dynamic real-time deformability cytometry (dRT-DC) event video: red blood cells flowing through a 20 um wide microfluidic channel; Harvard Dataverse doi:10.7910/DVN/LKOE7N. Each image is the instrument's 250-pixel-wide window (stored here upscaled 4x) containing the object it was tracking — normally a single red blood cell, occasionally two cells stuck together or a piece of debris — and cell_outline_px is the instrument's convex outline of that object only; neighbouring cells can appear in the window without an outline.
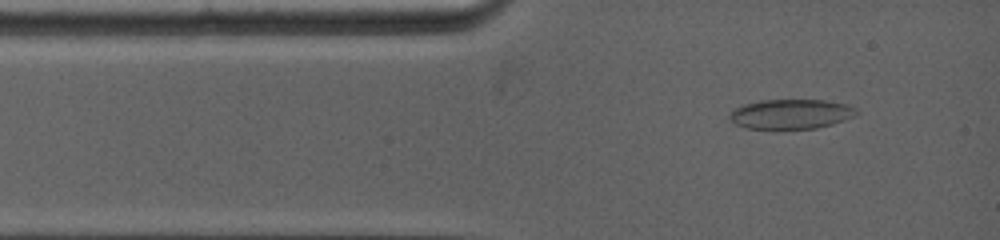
{"species": "common noctule bat (a hibernating species)", "species_latin": "Nyctalus noctula", "temperature_condition": "warm", "stored_images_in_passage": 39, "camera_frame_rate_fps": 5000, "um_per_image_px": 0.085, "animal": {"sex": "female", "body_mass_g": 19.0, "forearm_length_mm": 53.3}, "frame": {"image": 1, "passage_image": 3, "time_ms": 0.8, "image_size_px": [1000, 240], "cell_outline_px": [[860, 112], [844, 120], [832, 124], [816, 128], [748, 128], [736, 124], [728, 116], [728, 112], [744, 104], [760, 100], [824, 100], [848, 104], [856, 108]], "centroid_in_image_um": [67.24, 9.68], "position_along_channel_um": 17.8, "area_um2": 21.79}}
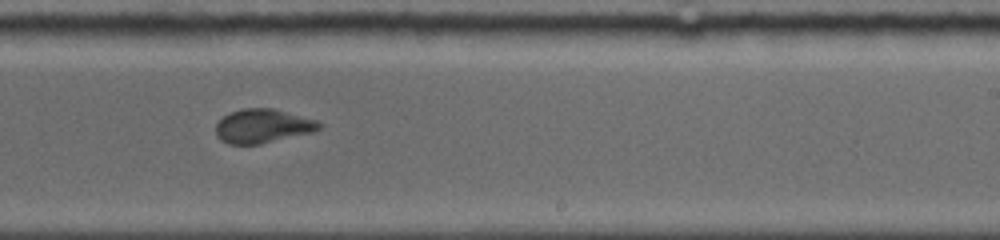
{"frame": {"image": 2, "passage_image": 20, "time_ms": 7.6, "image_size_px": [1000, 240], "cell_outline_px": [[320, 128], [308, 132], [260, 144], [228, 144], [216, 132], [216, 124], [228, 112], [244, 108], [272, 108], [316, 120], [320, 124]], "centroid_in_image_um": [22.28, 10.69], "position_along_channel_um": 266.7, "area_um2": 19.83}}
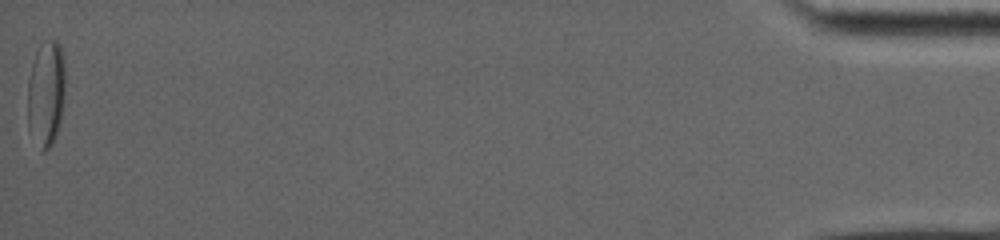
{"frame": {"image": 3, "passage_image": 39, "time_ms": 15.8, "image_size_px": [1000, 240], "cell_outline_px": [[64, 84], [60, 116], [52, 140], [48, 148], [44, 148], [36, 56], [36, 52], [40, 44], [44, 40], [56, 40], [60, 44], [64, 68]], "centroid_in_image_um": [4.26, 7.34], "position_along_channel_um": 430.9, "area_um2": 15.72}, "authors_computed_cell_mechanics": {"area_um2": 20.6346, "velocity_mm_per_s": 3.9877, "shape_relaxation_time_tau1_ms": 6.4447, "shape_relaxation_time_tau2_ms": 1.3318, "deformation_change_tau1": 0.1621, "deformation_change_tau2": 0.061}}